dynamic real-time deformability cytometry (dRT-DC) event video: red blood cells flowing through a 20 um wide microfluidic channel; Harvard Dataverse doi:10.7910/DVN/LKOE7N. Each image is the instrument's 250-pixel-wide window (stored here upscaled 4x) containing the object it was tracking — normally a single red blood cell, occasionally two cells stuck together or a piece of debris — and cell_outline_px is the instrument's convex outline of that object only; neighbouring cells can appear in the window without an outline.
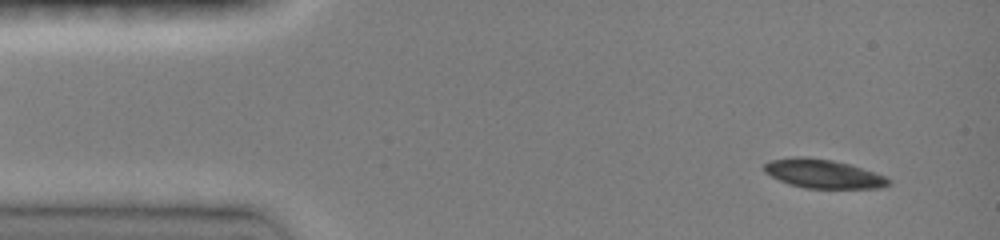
{"species": "common noctule bat (a hibernating species)", "species_latin": "Nyctalus noctula", "temperature_condition": "room temperature", "stored_images_in_passage": 49, "camera_frame_rate_fps": 3000, "um_per_image_px": 0.085, "animal": {"sex": "female", "body_mass_g": 19.0, "forearm_length_mm": 51.5}, "frame": {"image": 1, "passage_image": 3, "time_ms": 0.667, "image_size_px": [1000, 240], "cell_outline_px": [[892, 184], [880, 188], [804, 188], [788, 184], [764, 172], [764, 164], [768, 160], [796, 156], [804, 156], [832, 160], [848, 164], [888, 176], [892, 180]], "centroid_in_image_um": [69.99, 14.77], "position_along_channel_um": 15.0, "area_um2": 21.1}}
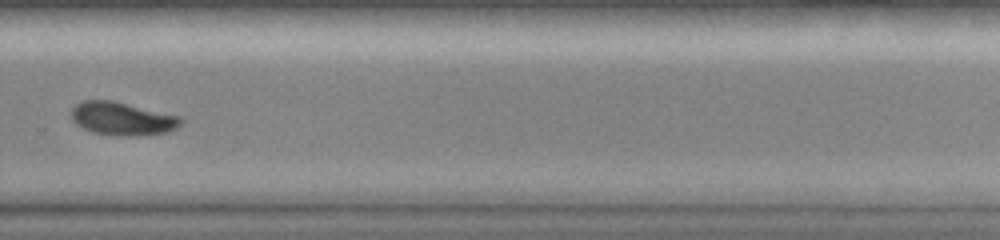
{"frame": {"image": 2, "passage_image": 37, "time_ms": 10.333, "image_size_px": [1000, 240], "cell_outline_px": [[184, 120], [176, 128], [164, 132], [136, 136], [132, 136], [92, 132], [76, 124], [72, 120], [72, 108], [76, 104], [84, 100], [112, 100], [180, 116]], "centroid_in_image_um": [10.39, 10.07], "position_along_channel_um": 319.4, "area_um2": 20.87}}
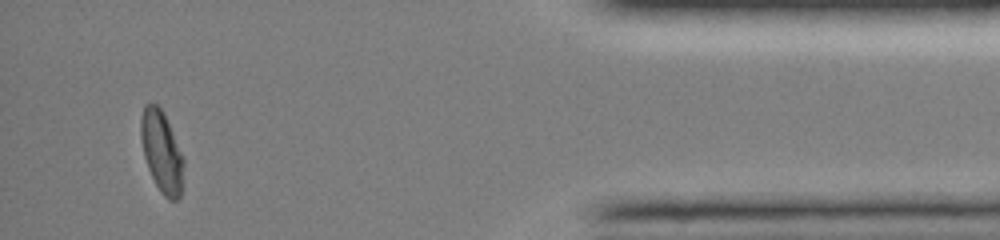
{"frame": {"image": 3, "passage_image": 44, "time_ms": 14.0, "image_size_px": [1000, 240], "cell_outline_px": [[184, 164], [180, 196], [176, 200], [168, 200], [160, 192], [148, 168], [144, 156], [140, 140], [140, 120], [144, 104], [156, 104], [164, 112], [184, 156]], "centroid_in_image_um": [13.74, 12.88], "position_along_channel_um": 421.5, "area_um2": 20.52}, "authors_computed_cell_mechanics": {"area_um2": 21.964, "velocity_mm_per_s": 4.046, "shape_relaxation_time_tau1_ms": 3.6658, "shape_relaxation_time_tau2_ms": null, "deformation_change_tau1": 0.1319, "deformation_change_tau2": null}}